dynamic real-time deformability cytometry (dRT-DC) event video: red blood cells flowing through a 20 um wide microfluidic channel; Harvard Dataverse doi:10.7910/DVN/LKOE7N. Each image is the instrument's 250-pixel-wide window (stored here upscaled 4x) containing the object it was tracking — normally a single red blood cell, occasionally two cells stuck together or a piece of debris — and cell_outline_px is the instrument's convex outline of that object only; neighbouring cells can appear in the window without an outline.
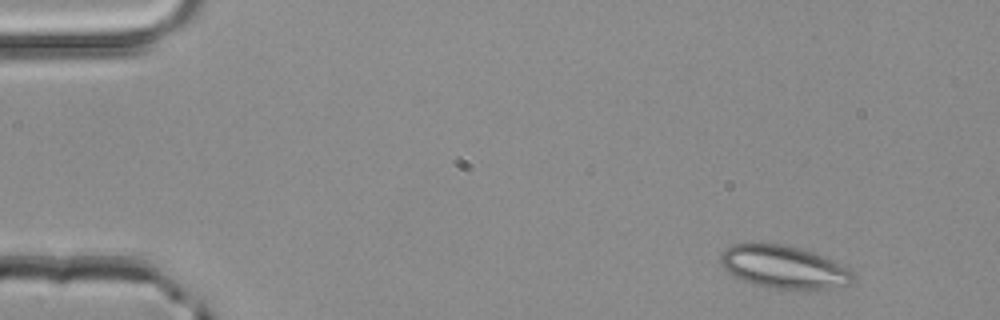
{"species": "common noctule bat (a hibernating species)", "species_latin": "Nyctalus noctula", "temperature_condition": "room temperature", "stored_images_in_passage": 4, "segment_of_instrument_passage": [1, 2], "camera_frame_rate_fps": 3000, "um_per_image_px": 0.085, "animal": {"sex": "male", "body_mass_g": 20.4}, "frame": {"image": 1, "passage_image": 1, "time_ms": 0.0, "image_size_px": [1000, 320], "cell_outline_px": [[852, 280], [848, 284], [828, 288], [804, 292], [776, 288], [752, 284], [732, 276], [720, 264], [720, 252], [724, 248], [732, 244], [780, 244], [812, 252], [832, 260], [848, 268], [852, 272]], "centroid_in_image_um": [66.57, 22.73], "position_along_channel_um": 18.4, "area_um2": 33.18}}